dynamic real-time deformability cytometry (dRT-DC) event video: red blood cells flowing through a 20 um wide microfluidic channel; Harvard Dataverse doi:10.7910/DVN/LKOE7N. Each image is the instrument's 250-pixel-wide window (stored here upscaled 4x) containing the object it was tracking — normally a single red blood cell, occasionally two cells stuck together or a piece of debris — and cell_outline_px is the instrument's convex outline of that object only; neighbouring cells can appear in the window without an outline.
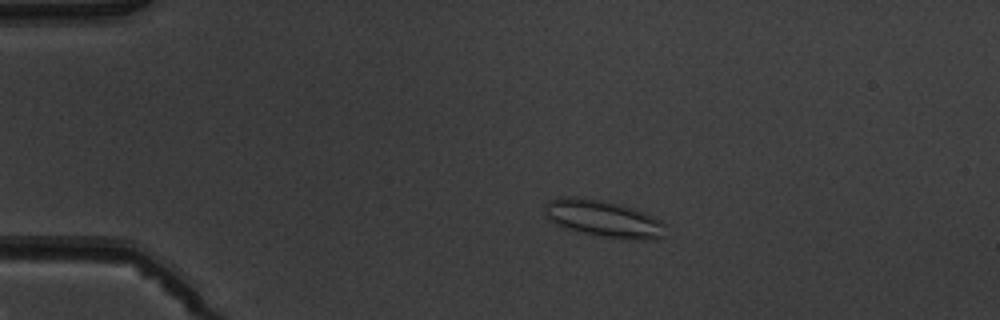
{"species": "common noctule bat (a hibernating species)", "species_latin": "Nyctalus noctula", "temperature_condition": "warm", "stored_images_in_passage": 7, "camera_frame_rate_fps": 3000, "um_per_image_px": 0.085, "animal": {"sex": "male", "body_mass_g": 19.5, "forearm_length_mm": 54.6}, "frame": {"image": 1, "passage_image": 4, "time_ms": 3.667, "image_size_px": [1000, 320], "cell_outline_px": [[668, 224], [664, 236], [656, 240], [620, 240], [596, 236], [580, 232], [556, 224], [544, 216], [544, 204], [548, 200], [560, 196], [572, 196], [600, 200], [620, 204], [644, 212]], "centroid_in_image_um": [51.32, 18.61], "position_along_channel_um": 33.7, "area_um2": 26.65}}
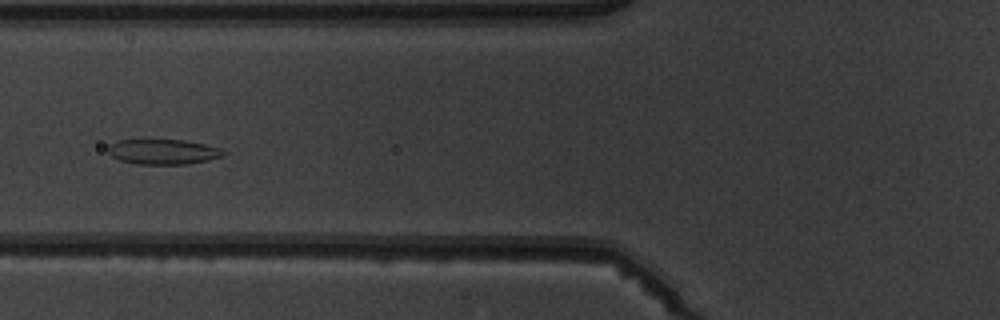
{"frame": {"image": 2, "passage_image": 6, "time_ms": 7.0, "image_size_px": [1000, 320], "cell_outline_px": [[224, 156], [208, 160], [184, 164], [136, 164], [120, 160], [112, 156], [108, 152], [108, 148], [112, 144], [120, 140], [184, 140], [204, 144], [220, 148], [224, 152]], "centroid_in_image_um": [13.87, 12.9], "position_along_channel_um": 111.9, "area_um2": 16.65}}
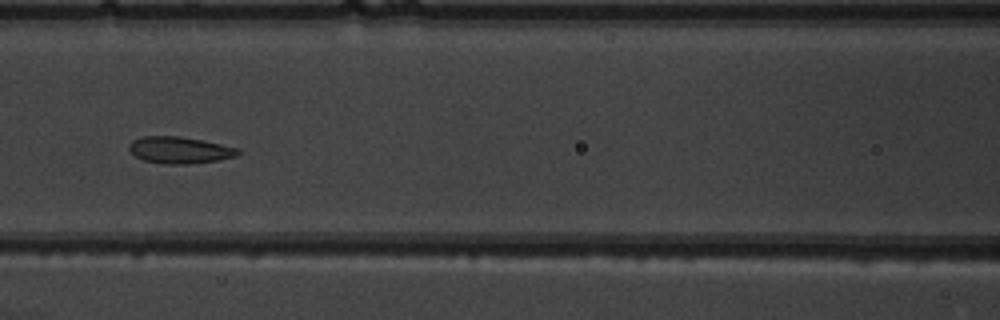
{"frame": {"image": 3, "passage_image": 7, "time_ms": 8.0, "image_size_px": [1000, 320], "cell_outline_px": [[240, 152], [236, 156], [220, 160], [188, 164], [164, 164], [144, 160], [136, 156], [128, 148], [128, 144], [132, 140], [144, 136], [180, 136], [240, 148]], "centroid_in_image_um": [15.27, 12.76], "position_along_channel_um": 151.3, "area_um2": 16.94}}